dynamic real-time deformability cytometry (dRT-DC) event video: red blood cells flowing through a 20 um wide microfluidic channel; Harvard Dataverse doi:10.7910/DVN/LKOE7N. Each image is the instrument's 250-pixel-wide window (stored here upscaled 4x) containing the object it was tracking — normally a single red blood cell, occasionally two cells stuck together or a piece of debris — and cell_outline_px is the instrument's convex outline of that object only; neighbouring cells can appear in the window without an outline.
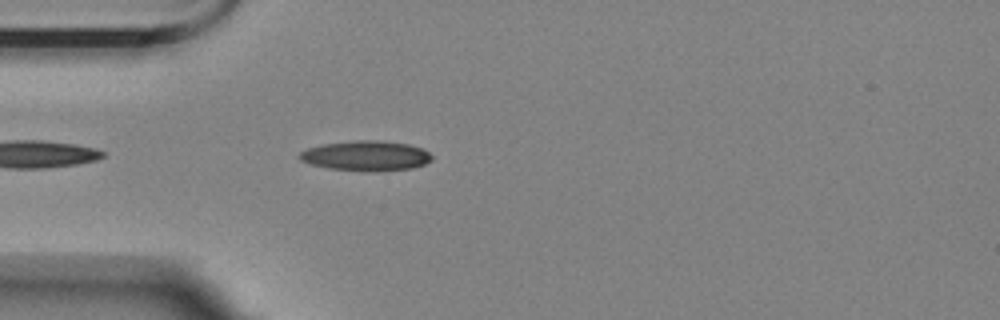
{"species": "Egyptian fruit bat (a non-hibernating species)", "species_latin": "Rousettus aegyptiacus", "temperature_condition": "room temperature", "stored_images_in_passage": 19, "camera_frame_rate_fps": 3000, "um_per_image_px": 0.085, "animal": {"sex": "female"}, "frame": {"image": 1, "passage_image": 4, "time_ms": 1.0, "image_size_px": [1000, 320], "cell_outline_px": [[432, 160], [424, 164], [412, 168], [332, 168], [312, 164], [300, 160], [300, 152], [308, 148], [324, 144], [352, 140], [380, 140], [408, 144], [420, 148], [428, 152], [432, 156]], "centroid_in_image_um": [31.11, 13.17], "position_along_channel_um": 53.9, "area_um2": 21.79}}
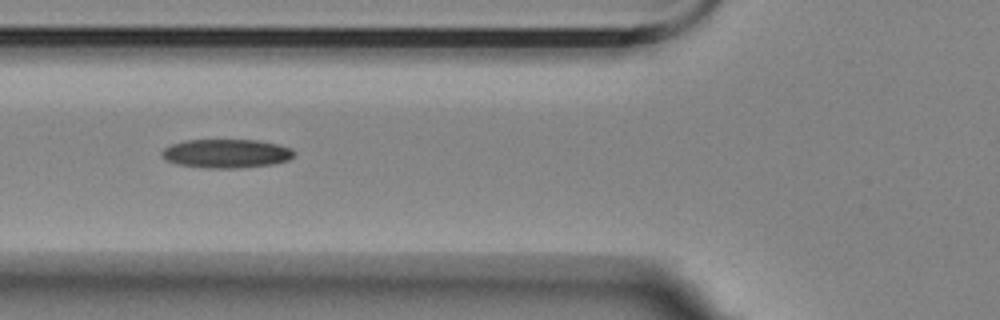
{"frame": {"image": 2, "passage_image": 9, "time_ms": 2.667, "image_size_px": [1000, 320], "cell_outline_px": [[296, 152], [288, 160], [272, 164], [244, 168], [208, 168], [176, 164], [164, 160], [160, 152], [164, 148], [172, 144], [184, 140], [256, 140], [276, 144], [292, 148]], "centroid_in_image_um": [19.21, 13.05], "position_along_channel_um": 106.6, "area_um2": 22.31}}